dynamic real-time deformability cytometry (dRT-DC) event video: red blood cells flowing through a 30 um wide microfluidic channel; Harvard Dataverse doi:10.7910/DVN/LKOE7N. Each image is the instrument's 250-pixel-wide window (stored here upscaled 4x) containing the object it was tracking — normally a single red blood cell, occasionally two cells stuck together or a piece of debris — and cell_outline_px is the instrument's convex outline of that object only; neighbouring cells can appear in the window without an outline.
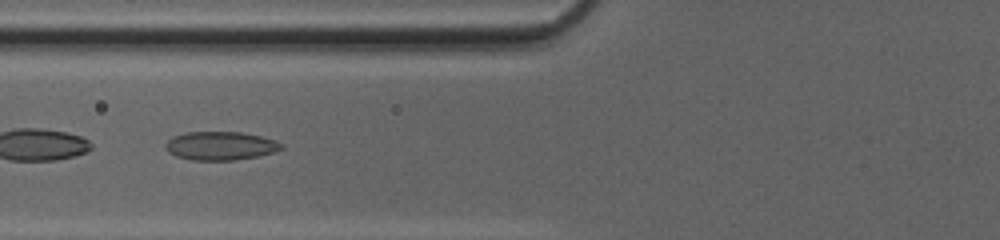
{"species": "common noctule bat (a hibernating species)", "species_latin": "Nyctalus noctula", "temperature_condition": "cold", "stored_images_in_passage": 50, "camera_frame_rate_fps": 3000, "um_per_image_px": 0.085, "animal": {"sex": "female", "body_mass_g": 20.0, "forearm_length_mm": 54.0}, "frame": {"image": 1, "passage_image": 22, "time_ms": 7.0, "image_size_px": [1000, 240], "cell_outline_px": [[284, 148], [260, 156], [236, 160], [192, 160], [176, 156], [168, 152], [164, 148], [164, 144], [172, 136], [184, 132], [240, 132], [260, 136], [276, 140], [284, 144]], "centroid_in_image_um": [18.73, 12.39], "position_along_channel_um": 107.1, "area_um2": 19.48}, "authors_computed_cell_mechanics": {"area_um2": 19.7387, "velocity_mm_per_s": 4.2128, "shape_relaxation_time_tau1_ms": 8.2663, "shape_relaxation_time_tau2_ms": 1.5938, "deformation_change_tau1": 0.1928, "deformation_change_tau2": 0.0799}}